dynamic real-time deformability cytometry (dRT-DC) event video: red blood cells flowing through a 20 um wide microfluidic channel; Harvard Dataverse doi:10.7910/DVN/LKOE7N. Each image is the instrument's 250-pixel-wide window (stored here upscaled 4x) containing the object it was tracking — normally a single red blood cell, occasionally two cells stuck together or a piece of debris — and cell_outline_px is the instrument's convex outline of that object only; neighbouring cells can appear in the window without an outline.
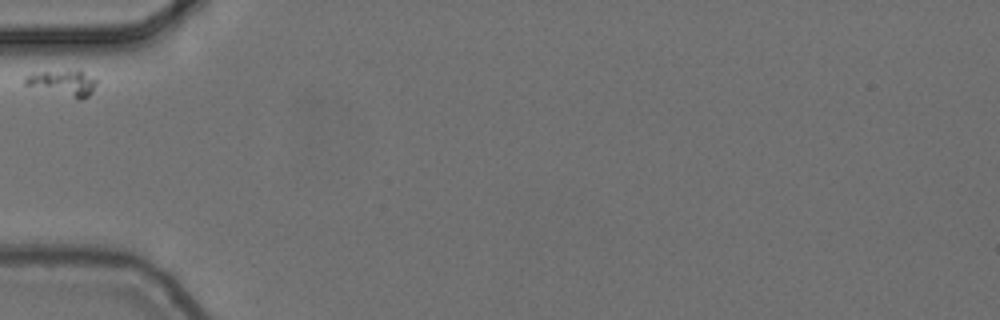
{"species": "common noctule bat (a hibernating species)", "species_latin": "Nyctalus noctula", "temperature_condition": "cold", "stored_images_in_passage": 5, "camera_frame_rate_fps": 3000, "um_per_image_px": 0.085, "animal": {"sex": "female", "body_mass_g": 24.6, "forearm_length_mm": 56.2}, "frame": {"image": 1, "passage_image": 1, "time_ms": 0.0, "image_size_px": [1000, 320], "cell_outline_px": [[96, 84], [92, 92], [88, 96], [80, 100], [24, 84], [24, 80], [32, 72], [80, 68], [96, 80]], "centroid_in_image_um": [5.4, 7.0], "position_along_channel_um": 79.6, "area_um2": 10.92}}
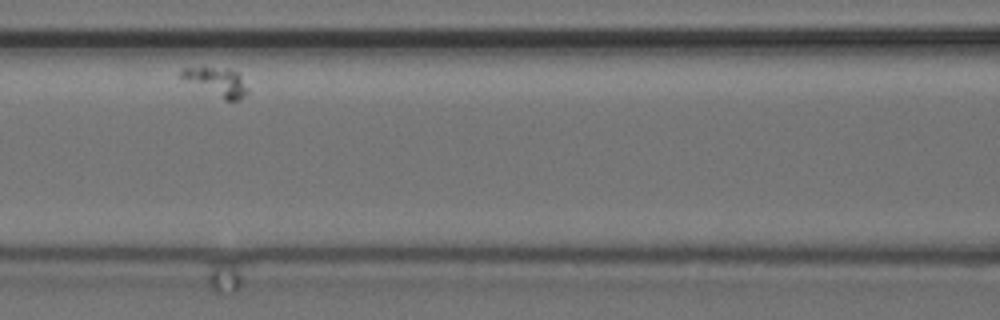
{"frame": {"image": 2, "passage_image": 3, "time_ms": 0.667, "image_size_px": [1000, 320], "cell_outline_px": [[248, 92], [240, 100], [224, 100], [180, 76], [180, 72], [184, 68], [228, 68], [236, 72], [240, 76], [248, 88]], "centroid_in_image_um": [18.49, 6.96], "position_along_channel_um": 148.1, "area_um2": 10.52}}
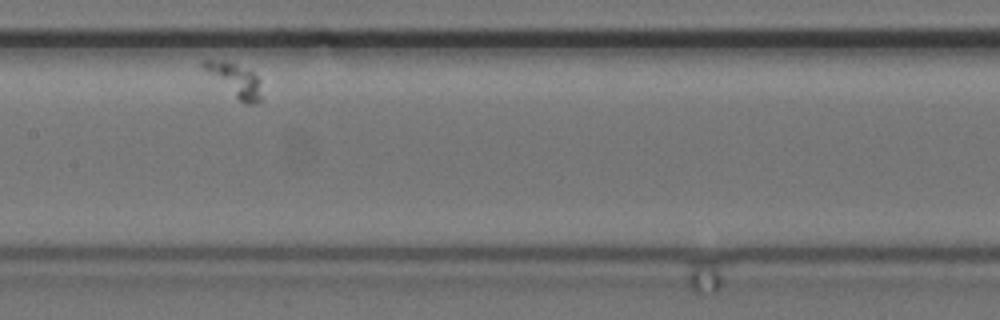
{"frame": {"image": 3, "passage_image": 4, "time_ms": 1.0, "image_size_px": [1000, 320], "cell_outline_px": [[260, 100], [256, 104], [244, 104], [200, 68], [200, 64], [204, 60], [224, 60], [236, 64], [252, 72], [260, 80]], "centroid_in_image_um": [19.92, 6.78], "position_along_channel_um": 187.5, "area_um2": 11.21}}